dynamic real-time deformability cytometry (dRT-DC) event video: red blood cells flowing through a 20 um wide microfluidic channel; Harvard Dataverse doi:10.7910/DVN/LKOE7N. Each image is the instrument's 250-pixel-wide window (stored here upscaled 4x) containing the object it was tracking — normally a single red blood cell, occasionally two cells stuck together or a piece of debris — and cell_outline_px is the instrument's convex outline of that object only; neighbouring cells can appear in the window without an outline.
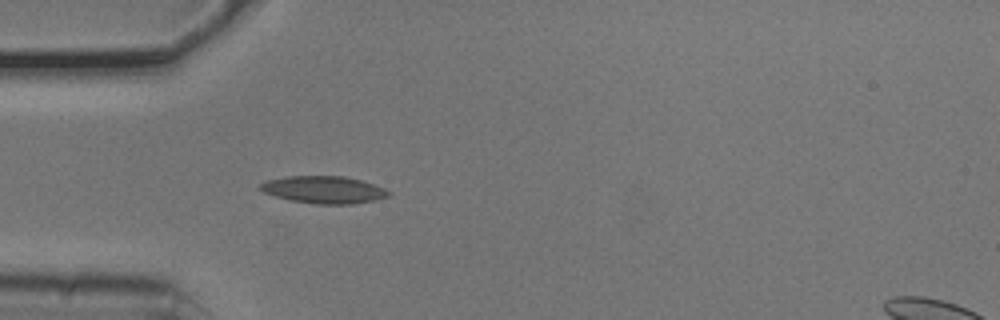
{"species": "common noctule bat (a hibernating species)", "species_latin": "Nyctalus noctula", "temperature_condition": "cold", "stored_images_in_passage": 5, "camera_frame_rate_fps": 3000, "um_per_image_px": 0.085, "animal": {"sex": "male", "body_mass_g": 20.5, "forearm_length_mm": 52.5}, "frame": {"image": 1, "passage_image": 5, "time_ms": 1.333, "image_size_px": [1000, 320], "cell_outline_px": [[392, 192], [388, 196], [376, 200], [352, 204], [316, 204], [292, 200], [276, 196], [264, 192], [260, 188], [260, 184], [268, 180], [288, 176], [344, 176], [360, 180], [384, 188]], "centroid_in_image_um": [27.56, 16.13], "position_along_channel_um": 57.4, "area_um2": 20.17}}